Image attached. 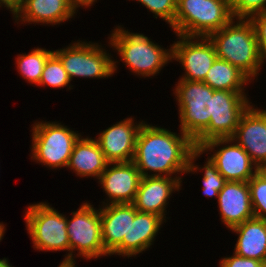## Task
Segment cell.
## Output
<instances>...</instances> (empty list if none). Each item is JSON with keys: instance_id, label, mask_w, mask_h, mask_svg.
<instances>
[{"instance_id": "obj_3", "label": "cell", "mask_w": 266, "mask_h": 267, "mask_svg": "<svg viewBox=\"0 0 266 267\" xmlns=\"http://www.w3.org/2000/svg\"><path fill=\"white\" fill-rule=\"evenodd\" d=\"M117 26L109 37V45L117 50L120 61L131 72L142 77L155 76L172 61V47L164 49L141 33H132Z\"/></svg>"}, {"instance_id": "obj_2", "label": "cell", "mask_w": 266, "mask_h": 267, "mask_svg": "<svg viewBox=\"0 0 266 267\" xmlns=\"http://www.w3.org/2000/svg\"><path fill=\"white\" fill-rule=\"evenodd\" d=\"M208 38L213 43L217 58L225 60L254 81L262 61L254 28L249 19H232Z\"/></svg>"}, {"instance_id": "obj_22", "label": "cell", "mask_w": 266, "mask_h": 267, "mask_svg": "<svg viewBox=\"0 0 266 267\" xmlns=\"http://www.w3.org/2000/svg\"><path fill=\"white\" fill-rule=\"evenodd\" d=\"M164 222L159 215L137 211L130 203L129 257L149 249Z\"/></svg>"}, {"instance_id": "obj_31", "label": "cell", "mask_w": 266, "mask_h": 267, "mask_svg": "<svg viewBox=\"0 0 266 267\" xmlns=\"http://www.w3.org/2000/svg\"><path fill=\"white\" fill-rule=\"evenodd\" d=\"M219 266L220 267H266V263L251 258L241 257L233 252V256L231 255V257L222 258L219 261Z\"/></svg>"}, {"instance_id": "obj_13", "label": "cell", "mask_w": 266, "mask_h": 267, "mask_svg": "<svg viewBox=\"0 0 266 267\" xmlns=\"http://www.w3.org/2000/svg\"><path fill=\"white\" fill-rule=\"evenodd\" d=\"M143 120L135 123L132 117L125 118L100 132L95 139L108 163L132 162L139 130Z\"/></svg>"}, {"instance_id": "obj_33", "label": "cell", "mask_w": 266, "mask_h": 267, "mask_svg": "<svg viewBox=\"0 0 266 267\" xmlns=\"http://www.w3.org/2000/svg\"><path fill=\"white\" fill-rule=\"evenodd\" d=\"M70 4L72 5V7L77 10V8L81 7H89L92 6V4L94 5L95 2H97V0H69Z\"/></svg>"}, {"instance_id": "obj_26", "label": "cell", "mask_w": 266, "mask_h": 267, "mask_svg": "<svg viewBox=\"0 0 266 267\" xmlns=\"http://www.w3.org/2000/svg\"><path fill=\"white\" fill-rule=\"evenodd\" d=\"M70 77L60 59L53 53L46 61L40 82L37 86L63 88L70 85Z\"/></svg>"}, {"instance_id": "obj_6", "label": "cell", "mask_w": 266, "mask_h": 267, "mask_svg": "<svg viewBox=\"0 0 266 267\" xmlns=\"http://www.w3.org/2000/svg\"><path fill=\"white\" fill-rule=\"evenodd\" d=\"M175 85L180 130L194 141L209 126L214 90L202 81L179 79Z\"/></svg>"}, {"instance_id": "obj_19", "label": "cell", "mask_w": 266, "mask_h": 267, "mask_svg": "<svg viewBox=\"0 0 266 267\" xmlns=\"http://www.w3.org/2000/svg\"><path fill=\"white\" fill-rule=\"evenodd\" d=\"M77 13L69 0H23L22 5L13 15L17 24L64 23Z\"/></svg>"}, {"instance_id": "obj_21", "label": "cell", "mask_w": 266, "mask_h": 267, "mask_svg": "<svg viewBox=\"0 0 266 267\" xmlns=\"http://www.w3.org/2000/svg\"><path fill=\"white\" fill-rule=\"evenodd\" d=\"M107 164L97 141L88 136L85 138L81 136L74 145L67 168L73 170L80 178L99 179Z\"/></svg>"}, {"instance_id": "obj_16", "label": "cell", "mask_w": 266, "mask_h": 267, "mask_svg": "<svg viewBox=\"0 0 266 267\" xmlns=\"http://www.w3.org/2000/svg\"><path fill=\"white\" fill-rule=\"evenodd\" d=\"M231 139L246 151L257 167L266 163V109L250 105Z\"/></svg>"}, {"instance_id": "obj_27", "label": "cell", "mask_w": 266, "mask_h": 267, "mask_svg": "<svg viewBox=\"0 0 266 267\" xmlns=\"http://www.w3.org/2000/svg\"><path fill=\"white\" fill-rule=\"evenodd\" d=\"M248 186L254 216L266 219V181L256 173L248 181Z\"/></svg>"}, {"instance_id": "obj_7", "label": "cell", "mask_w": 266, "mask_h": 267, "mask_svg": "<svg viewBox=\"0 0 266 267\" xmlns=\"http://www.w3.org/2000/svg\"><path fill=\"white\" fill-rule=\"evenodd\" d=\"M31 159L51 169L67 167L75 143L81 135L58 122H34Z\"/></svg>"}, {"instance_id": "obj_24", "label": "cell", "mask_w": 266, "mask_h": 267, "mask_svg": "<svg viewBox=\"0 0 266 267\" xmlns=\"http://www.w3.org/2000/svg\"><path fill=\"white\" fill-rule=\"evenodd\" d=\"M52 54L53 50H46L45 48H35L28 54H19L15 58L19 74L31 85H38L45 63Z\"/></svg>"}, {"instance_id": "obj_30", "label": "cell", "mask_w": 266, "mask_h": 267, "mask_svg": "<svg viewBox=\"0 0 266 267\" xmlns=\"http://www.w3.org/2000/svg\"><path fill=\"white\" fill-rule=\"evenodd\" d=\"M249 20L254 28L263 65L266 62V13L253 15Z\"/></svg>"}, {"instance_id": "obj_25", "label": "cell", "mask_w": 266, "mask_h": 267, "mask_svg": "<svg viewBox=\"0 0 266 267\" xmlns=\"http://www.w3.org/2000/svg\"><path fill=\"white\" fill-rule=\"evenodd\" d=\"M203 152L196 148L190 155V164L187 168L188 174L194 172H197V170L204 171L203 175V193L206 197H215L217 198L219 195V191L224 187L225 183L227 182L226 179L218 172L216 165L207 158V161L205 162L203 167H199L198 165L194 164L197 160V158L202 155Z\"/></svg>"}, {"instance_id": "obj_9", "label": "cell", "mask_w": 266, "mask_h": 267, "mask_svg": "<svg viewBox=\"0 0 266 267\" xmlns=\"http://www.w3.org/2000/svg\"><path fill=\"white\" fill-rule=\"evenodd\" d=\"M71 214V219H67L70 262H75V251H78V257L82 256L86 260L109 256L101 237L100 208L96 210L89 202H84Z\"/></svg>"}, {"instance_id": "obj_11", "label": "cell", "mask_w": 266, "mask_h": 267, "mask_svg": "<svg viewBox=\"0 0 266 267\" xmlns=\"http://www.w3.org/2000/svg\"><path fill=\"white\" fill-rule=\"evenodd\" d=\"M215 147L217 150H214ZM199 149L203 153L214 151L209 159L216 165L218 172L226 181L248 182L257 173V166L250 156L231 138L211 139L202 144Z\"/></svg>"}, {"instance_id": "obj_4", "label": "cell", "mask_w": 266, "mask_h": 267, "mask_svg": "<svg viewBox=\"0 0 266 267\" xmlns=\"http://www.w3.org/2000/svg\"><path fill=\"white\" fill-rule=\"evenodd\" d=\"M233 19L230 0H177L176 35L208 37Z\"/></svg>"}, {"instance_id": "obj_36", "label": "cell", "mask_w": 266, "mask_h": 267, "mask_svg": "<svg viewBox=\"0 0 266 267\" xmlns=\"http://www.w3.org/2000/svg\"><path fill=\"white\" fill-rule=\"evenodd\" d=\"M76 262H61L59 267H75Z\"/></svg>"}, {"instance_id": "obj_8", "label": "cell", "mask_w": 266, "mask_h": 267, "mask_svg": "<svg viewBox=\"0 0 266 267\" xmlns=\"http://www.w3.org/2000/svg\"><path fill=\"white\" fill-rule=\"evenodd\" d=\"M53 53L62 62L71 81L74 77L106 79L117 72L118 62L98 43L78 40Z\"/></svg>"}, {"instance_id": "obj_17", "label": "cell", "mask_w": 266, "mask_h": 267, "mask_svg": "<svg viewBox=\"0 0 266 267\" xmlns=\"http://www.w3.org/2000/svg\"><path fill=\"white\" fill-rule=\"evenodd\" d=\"M181 176H147L139 183L133 205L137 211L157 214L166 221V206L173 191L181 190Z\"/></svg>"}, {"instance_id": "obj_18", "label": "cell", "mask_w": 266, "mask_h": 267, "mask_svg": "<svg viewBox=\"0 0 266 267\" xmlns=\"http://www.w3.org/2000/svg\"><path fill=\"white\" fill-rule=\"evenodd\" d=\"M217 199L220 219L228 229L255 217L248 182L227 181Z\"/></svg>"}, {"instance_id": "obj_28", "label": "cell", "mask_w": 266, "mask_h": 267, "mask_svg": "<svg viewBox=\"0 0 266 267\" xmlns=\"http://www.w3.org/2000/svg\"><path fill=\"white\" fill-rule=\"evenodd\" d=\"M172 27L177 10V0H136Z\"/></svg>"}, {"instance_id": "obj_5", "label": "cell", "mask_w": 266, "mask_h": 267, "mask_svg": "<svg viewBox=\"0 0 266 267\" xmlns=\"http://www.w3.org/2000/svg\"><path fill=\"white\" fill-rule=\"evenodd\" d=\"M25 212L26 229L34 249L39 251H69L63 262H70L67 218L49 203L31 204Z\"/></svg>"}, {"instance_id": "obj_20", "label": "cell", "mask_w": 266, "mask_h": 267, "mask_svg": "<svg viewBox=\"0 0 266 267\" xmlns=\"http://www.w3.org/2000/svg\"><path fill=\"white\" fill-rule=\"evenodd\" d=\"M230 230L239 235L236 255L266 263V219L253 217Z\"/></svg>"}, {"instance_id": "obj_37", "label": "cell", "mask_w": 266, "mask_h": 267, "mask_svg": "<svg viewBox=\"0 0 266 267\" xmlns=\"http://www.w3.org/2000/svg\"><path fill=\"white\" fill-rule=\"evenodd\" d=\"M5 230H6V227L4 226L3 222L2 223L0 222V241L3 238V235L5 233Z\"/></svg>"}, {"instance_id": "obj_23", "label": "cell", "mask_w": 266, "mask_h": 267, "mask_svg": "<svg viewBox=\"0 0 266 267\" xmlns=\"http://www.w3.org/2000/svg\"><path fill=\"white\" fill-rule=\"evenodd\" d=\"M248 81L249 83L252 82L238 68L225 60L216 58L203 82L213 90L245 93L246 86L243 85H246V83L248 85Z\"/></svg>"}, {"instance_id": "obj_15", "label": "cell", "mask_w": 266, "mask_h": 267, "mask_svg": "<svg viewBox=\"0 0 266 267\" xmlns=\"http://www.w3.org/2000/svg\"><path fill=\"white\" fill-rule=\"evenodd\" d=\"M141 178L133 162L108 163L98 179L109 198L102 204L133 203Z\"/></svg>"}, {"instance_id": "obj_35", "label": "cell", "mask_w": 266, "mask_h": 267, "mask_svg": "<svg viewBox=\"0 0 266 267\" xmlns=\"http://www.w3.org/2000/svg\"><path fill=\"white\" fill-rule=\"evenodd\" d=\"M0 267H12L7 258L0 259Z\"/></svg>"}, {"instance_id": "obj_34", "label": "cell", "mask_w": 266, "mask_h": 267, "mask_svg": "<svg viewBox=\"0 0 266 267\" xmlns=\"http://www.w3.org/2000/svg\"><path fill=\"white\" fill-rule=\"evenodd\" d=\"M257 174L266 181V163L257 167Z\"/></svg>"}, {"instance_id": "obj_10", "label": "cell", "mask_w": 266, "mask_h": 267, "mask_svg": "<svg viewBox=\"0 0 266 267\" xmlns=\"http://www.w3.org/2000/svg\"><path fill=\"white\" fill-rule=\"evenodd\" d=\"M252 103L247 94L214 90L209 126L194 140L196 148L215 138H231L241 116Z\"/></svg>"}, {"instance_id": "obj_29", "label": "cell", "mask_w": 266, "mask_h": 267, "mask_svg": "<svg viewBox=\"0 0 266 267\" xmlns=\"http://www.w3.org/2000/svg\"><path fill=\"white\" fill-rule=\"evenodd\" d=\"M230 9L233 19H249L266 13V0H230Z\"/></svg>"}, {"instance_id": "obj_12", "label": "cell", "mask_w": 266, "mask_h": 267, "mask_svg": "<svg viewBox=\"0 0 266 267\" xmlns=\"http://www.w3.org/2000/svg\"><path fill=\"white\" fill-rule=\"evenodd\" d=\"M172 47V60L183 66L185 73L179 79L204 81L207 72L217 58L213 43L208 37L177 35ZM197 39V40H195ZM195 40V41H194Z\"/></svg>"}, {"instance_id": "obj_1", "label": "cell", "mask_w": 266, "mask_h": 267, "mask_svg": "<svg viewBox=\"0 0 266 267\" xmlns=\"http://www.w3.org/2000/svg\"><path fill=\"white\" fill-rule=\"evenodd\" d=\"M195 149L194 141L181 130L177 134L144 122L137 136L132 162L142 177L183 175L187 172L190 155ZM147 171L155 173L150 175Z\"/></svg>"}, {"instance_id": "obj_32", "label": "cell", "mask_w": 266, "mask_h": 267, "mask_svg": "<svg viewBox=\"0 0 266 267\" xmlns=\"http://www.w3.org/2000/svg\"><path fill=\"white\" fill-rule=\"evenodd\" d=\"M23 0H0V7L4 5L9 11L12 12L14 15L15 12L19 9V7L22 5ZM3 4V5H2Z\"/></svg>"}, {"instance_id": "obj_14", "label": "cell", "mask_w": 266, "mask_h": 267, "mask_svg": "<svg viewBox=\"0 0 266 267\" xmlns=\"http://www.w3.org/2000/svg\"><path fill=\"white\" fill-rule=\"evenodd\" d=\"M100 218L105 251L129 258L130 203L103 205Z\"/></svg>"}]
</instances>
